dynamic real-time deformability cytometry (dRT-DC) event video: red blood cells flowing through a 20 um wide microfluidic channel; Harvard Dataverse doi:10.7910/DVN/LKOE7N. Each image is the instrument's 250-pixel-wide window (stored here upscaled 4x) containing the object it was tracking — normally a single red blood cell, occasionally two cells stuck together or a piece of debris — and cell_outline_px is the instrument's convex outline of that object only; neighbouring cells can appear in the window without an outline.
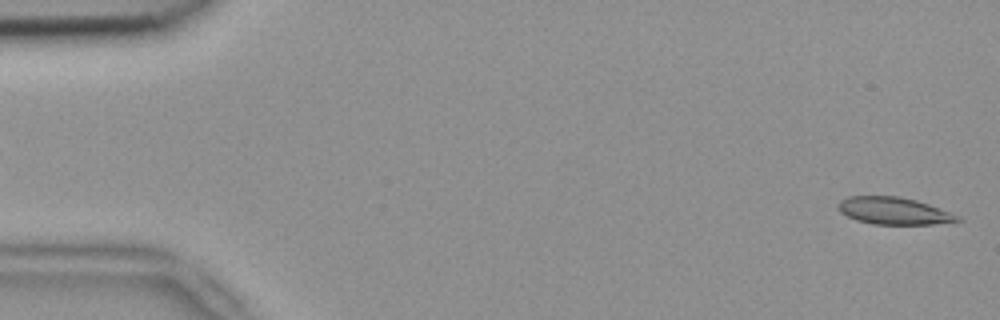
{"species": "common noctule bat (a hibernating species)", "species_latin": "Nyctalus noctula", "temperature_condition": "room temperature", "stored_images_in_passage": 4, "camera_frame_rate_fps": 3000, "um_per_image_px": 0.085, "animal": {"sex": "female", "body_mass_g": 18.4}, "frame": {"image": 1, "passage_image": 4, "time_ms": 1.0, "image_size_px": [1000, 320], "cell_outline_px": [[964, 220], [932, 224], [872, 224], [856, 220], [840, 212], [836, 208], [836, 204], [840, 200], [848, 196], [900, 196], [916, 200], [928, 204], [960, 216]], "centroid_in_image_um": [75.93, 17.92], "position_along_channel_um": 9.1, "area_um2": 18.96}}